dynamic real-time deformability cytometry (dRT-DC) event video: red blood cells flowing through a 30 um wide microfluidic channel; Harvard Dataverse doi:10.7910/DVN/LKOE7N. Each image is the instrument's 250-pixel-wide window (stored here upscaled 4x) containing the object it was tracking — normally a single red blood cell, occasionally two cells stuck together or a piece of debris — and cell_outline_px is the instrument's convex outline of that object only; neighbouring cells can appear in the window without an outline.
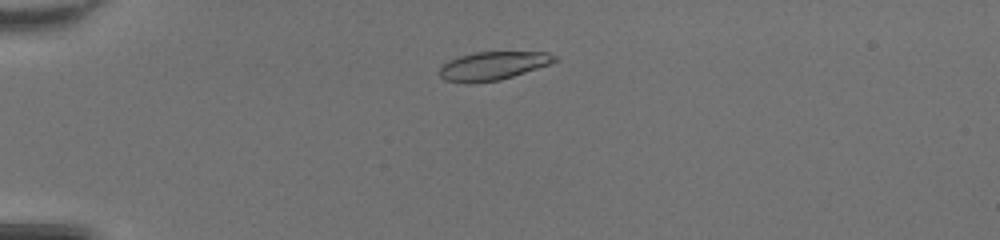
{"species": "common noctule bat (a hibernating species)", "species_latin": "Nyctalus noctula", "temperature_condition": "room temperature", "stored_images_in_passage": 44, "camera_frame_rate_fps": 3000, "um_per_image_px": 0.085, "animal": {"sex": "female", "body_mass_g": 20.0, "forearm_length_mm": 54.0}, "frame": {"image": 1, "passage_image": 8, "time_ms": 2.333, "image_size_px": [1000, 240], "cell_outline_px": [[560, 60], [500, 80], [472, 84], [468, 84], [444, 80], [440, 76], [440, 68], [448, 60], [460, 56], [476, 52], [548, 52], [556, 56]], "centroid_in_image_um": [41.88, 5.6], "position_along_channel_um": 43.1, "area_um2": 19.02}}
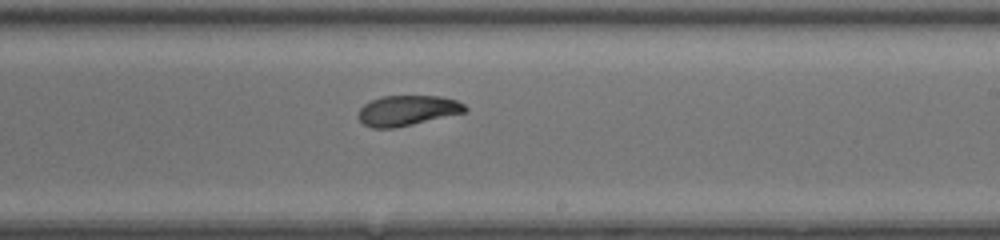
{"frame": {"image": 2, "passage_image": 26, "time_ms": 8.333, "image_size_px": [1000, 240], "cell_outline_px": [[468, 112], [412, 124], [392, 128], [372, 128], [364, 124], [356, 116], [360, 108], [364, 104], [372, 100], [384, 96], [440, 96], [456, 100], [464, 104], [468, 108]], "centroid_in_image_um": [34.64, 9.39], "position_along_channel_um": 254.4, "area_um2": 18.84}}
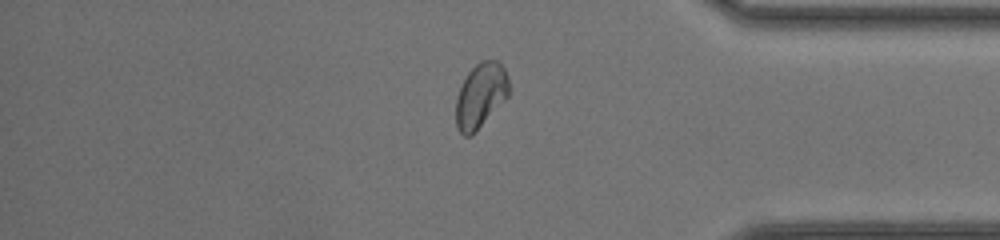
{"frame": {"image": 3, "passage_image": 37, "time_ms": 12.0, "image_size_px": [1000, 240], "cell_outline_px": [[508, 96], [468, 136], [464, 136], [456, 128], [456, 96], [468, 72], [480, 60], [496, 60], [504, 68], [508, 76]], "centroid_in_image_um": [40.83, 8.06], "position_along_channel_um": 394.4, "area_um2": 19.36}, "authors_computed_cell_mechanics": {"area_um2": 19.5942, "velocity_mm_per_s": 4.246, "shape_relaxation_time_tau1_ms": 5.5378, "shape_relaxation_time_tau2_ms": 2.6547, "deformation_change_tau1": 0.1737, "deformation_change_tau2": 0.0787}}